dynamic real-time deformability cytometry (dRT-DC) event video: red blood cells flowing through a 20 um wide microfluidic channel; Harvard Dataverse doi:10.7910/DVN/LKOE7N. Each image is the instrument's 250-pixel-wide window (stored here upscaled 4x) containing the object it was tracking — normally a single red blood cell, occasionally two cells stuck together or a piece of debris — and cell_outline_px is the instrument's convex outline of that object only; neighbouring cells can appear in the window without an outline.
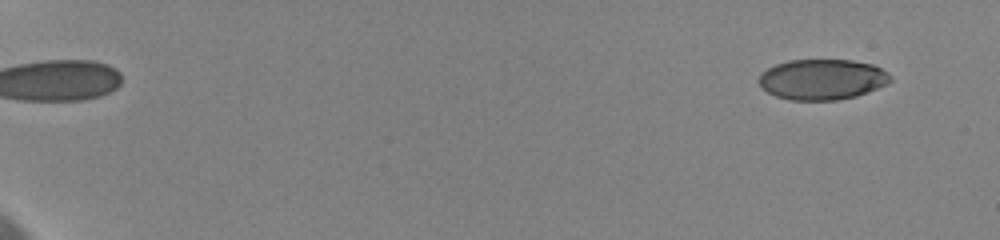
{"species": "human", "species_latin": "Homo sapiens", "temperature_condition": "cold", "stored_images_in_passage": 57, "camera_frame_rate_fps": 3000, "um_per_image_px": 0.085, "donor": {"sex": "female"}, "frame": {"image": 1, "passage_image": 2, "time_ms": 0.667, "image_size_px": [1000, 240], "cell_outline_px": [[892, 80], [876, 88], [856, 96], [836, 100], [788, 100], [776, 96], [760, 88], [760, 72], [776, 64], [788, 60], [852, 60], [872, 64], [888, 72], [892, 76]], "centroid_in_image_um": [69.86, 6.74], "position_along_channel_um": 15.1, "area_um2": 31.04}}
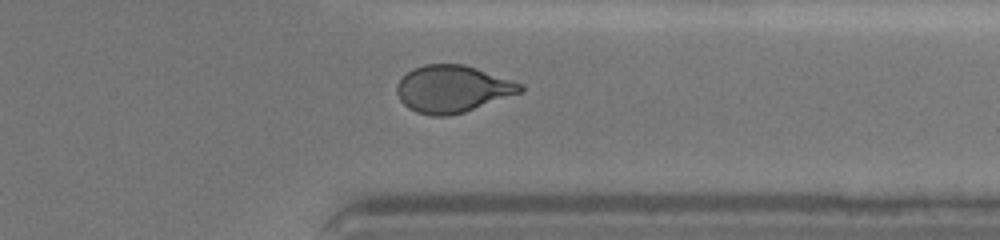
{"frame": {"image": 2, "passage_image": 44, "time_ms": 15.667, "image_size_px": [1000, 240], "cell_outline_px": [[524, 88], [520, 92], [464, 112], [448, 116], [432, 116], [416, 112], [408, 108], [400, 100], [396, 92], [396, 84], [412, 68], [424, 64], [464, 64], [524, 84]], "centroid_in_image_um": [38.43, 7.55], "position_along_channel_um": 373.0, "area_um2": 33.7}}
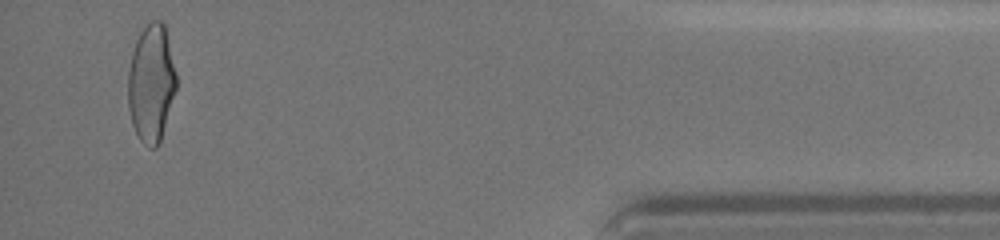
{"frame": {"image": 3, "passage_image": 55, "time_ms": 18.333, "image_size_px": [1000, 240], "cell_outline_px": [[176, 88], [160, 144], [156, 148], [152, 148], [144, 144], [140, 140], [132, 124], [128, 108], [128, 68], [132, 52], [136, 40], [140, 32], [148, 20], [160, 20], [164, 24], [176, 72]], "centroid_in_image_um": [12.85, 7.07], "position_along_channel_um": 422.4, "area_um2": 33.29}, "authors_computed_cell_mechanics": {"area_um2": 33.6974, "velocity_mm_per_s": 3.6019, "shape_relaxation_time_tau1_ms": 7.4332, "shape_relaxation_time_tau2_ms": 1.1193, "deformation_change_tau1": 0.1739, "deformation_change_tau2": 0.0449}}